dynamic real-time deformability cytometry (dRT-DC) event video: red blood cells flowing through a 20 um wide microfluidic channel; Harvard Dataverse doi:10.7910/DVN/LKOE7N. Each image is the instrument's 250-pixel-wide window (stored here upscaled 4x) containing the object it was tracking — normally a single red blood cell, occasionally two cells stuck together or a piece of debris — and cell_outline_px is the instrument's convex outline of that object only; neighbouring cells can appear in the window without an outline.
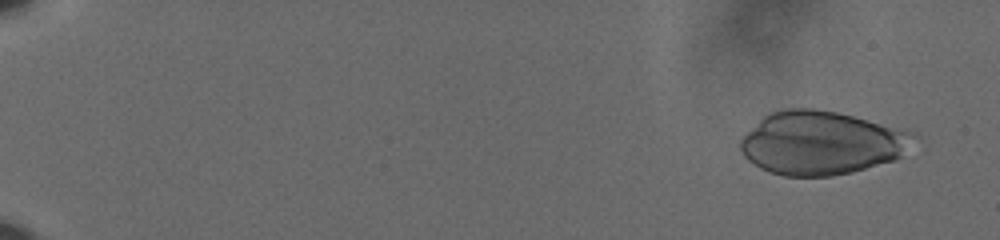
{"species": "human", "species_latin": "Homo sapiens", "temperature_condition": "cold", "stored_images_in_passage": 56, "camera_frame_rate_fps": 3000, "um_per_image_px": 0.085, "donor": {"sex": "male"}, "frame": {"image": 1, "passage_image": 1, "time_ms": 0.0, "image_size_px": [1000, 240], "cell_outline_px": [[920, 136], [896, 160], [852, 172], [832, 176], [784, 176], [768, 172], [760, 168], [748, 160], [744, 156], [740, 148], [740, 140], [768, 112], [784, 108], [812, 108], [836, 112], [916, 132]], "centroid_in_image_um": [69.84, 12.15], "position_along_channel_um": 15.2, "area_um2": 64.22}}